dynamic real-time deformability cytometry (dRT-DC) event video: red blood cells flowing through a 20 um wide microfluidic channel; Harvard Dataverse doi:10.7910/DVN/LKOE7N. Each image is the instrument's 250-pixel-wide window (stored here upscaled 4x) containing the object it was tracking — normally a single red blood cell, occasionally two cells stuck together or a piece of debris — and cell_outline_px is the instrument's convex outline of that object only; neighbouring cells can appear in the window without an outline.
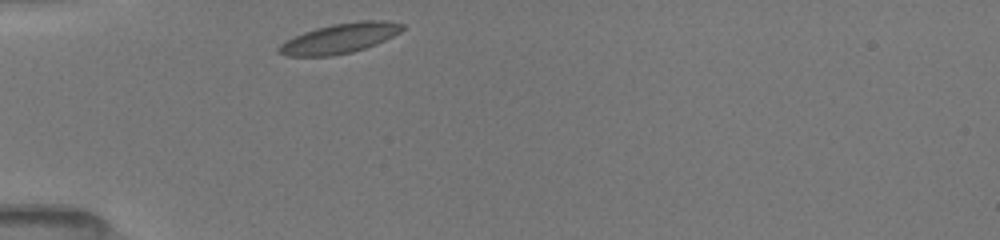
{"species": "common noctule bat (a hibernating species)", "species_latin": "Nyctalus noctula", "temperature_condition": "room temperature", "stored_images_in_passage": 7, "camera_frame_rate_fps": 3000, "um_per_image_px": 0.085, "animal": {"sex": "female", "body_mass_g": 19.5, "forearm_length_mm": 54.1}, "frame": {"image": 1, "passage_image": 1, "time_ms": 0.0, "image_size_px": [1000, 240], "cell_outline_px": [[404, 28], [400, 32], [376, 44], [352, 52], [332, 56], [288, 56], [276, 52], [276, 48], [280, 44], [304, 32], [316, 28], [332, 24], [360, 20], [384, 20], [404, 24]], "centroid_in_image_um": [28.88, 3.26], "position_along_channel_um": 56.1, "area_um2": 21.44}}